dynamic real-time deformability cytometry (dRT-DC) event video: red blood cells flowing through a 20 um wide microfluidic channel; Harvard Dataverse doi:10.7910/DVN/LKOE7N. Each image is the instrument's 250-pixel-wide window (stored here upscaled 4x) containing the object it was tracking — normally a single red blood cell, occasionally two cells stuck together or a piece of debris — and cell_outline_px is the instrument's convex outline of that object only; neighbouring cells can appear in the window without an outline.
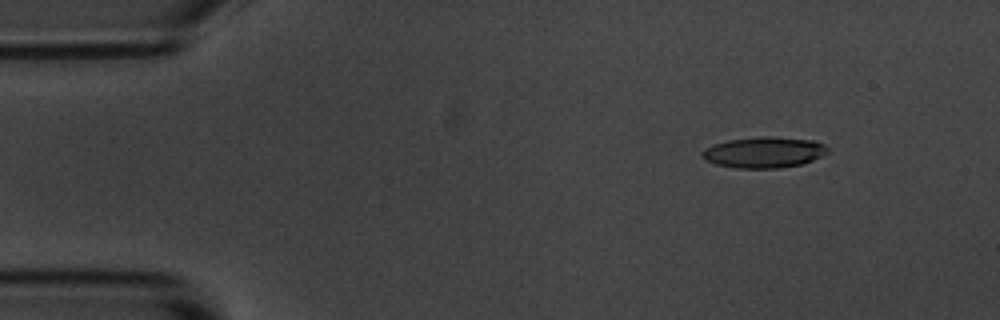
{"species": "common noctule bat (a hibernating species)", "species_latin": "Nyctalus noctula", "temperature_condition": "room temperature", "stored_images_in_passage": 5, "camera_frame_rate_fps": 3000, "um_per_image_px": 0.085, "animal": {"sex": "male", "body_mass_g": 20.1, "forearm_length_mm": 53.5}, "frame": {"image": 1, "passage_image": 5, "time_ms": 5.667, "image_size_px": [1000, 320], "cell_outline_px": [[828, 152], [812, 160], [800, 164], [776, 168], [736, 168], [716, 164], [704, 160], [700, 156], [700, 152], [704, 148], [712, 144], [728, 140], [760, 136], [772, 136], [816, 140], [824, 144], [828, 148]], "centroid_in_image_um": [64.89, 12.93], "position_along_channel_um": 20.1, "area_um2": 22.83}}